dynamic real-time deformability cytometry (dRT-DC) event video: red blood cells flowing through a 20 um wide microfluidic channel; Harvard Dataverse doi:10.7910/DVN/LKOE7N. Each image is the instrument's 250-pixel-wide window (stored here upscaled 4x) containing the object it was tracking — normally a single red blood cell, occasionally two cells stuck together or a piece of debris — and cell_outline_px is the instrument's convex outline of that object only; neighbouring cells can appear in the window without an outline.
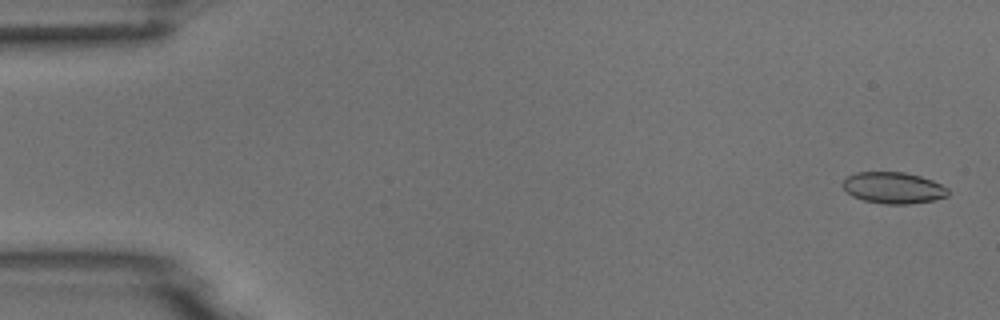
{"species": "common noctule bat (a hibernating species)", "species_latin": "Nyctalus noctula", "temperature_condition": "room temperature", "stored_images_in_passage": 53, "camera_frame_rate_fps": 3000, "um_per_image_px": 0.085, "animal": {"sex": "male", "body_mass_g": 18.8}, "frame": {"image": 1, "passage_image": 2, "time_ms": 0.333, "image_size_px": [1000, 320], "cell_outline_px": [[948, 196], [932, 200], [908, 204], [884, 204], [864, 200], [852, 196], [840, 184], [848, 176], [856, 172], [904, 172], [920, 176], [932, 180], [948, 188]], "centroid_in_image_um": [75.92, 15.96], "position_along_channel_um": 9.1, "area_um2": 19.19}}
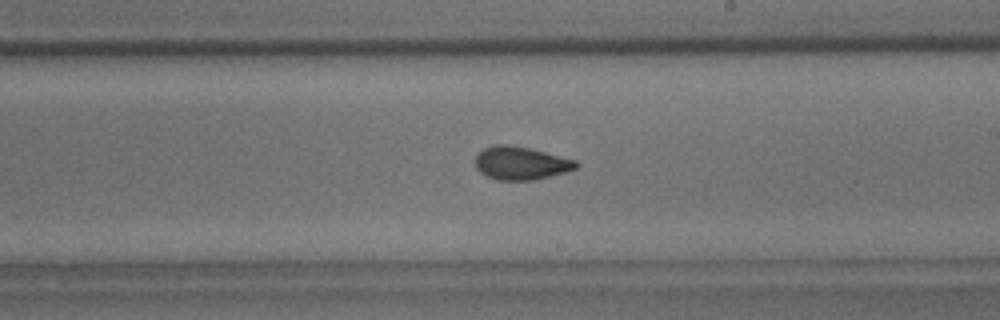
{"frame": {"image": 2, "passage_image": 31, "time_ms": 10.0, "image_size_px": [1000, 320], "cell_outline_px": [[580, 164], [576, 168], [564, 172], [532, 180], [496, 180], [480, 172], [476, 168], [476, 156], [484, 148], [496, 144], [508, 144], [528, 148], [576, 160]], "centroid_in_image_um": [44.26, 13.86], "position_along_channel_um": 244.7, "area_um2": 19.19}}
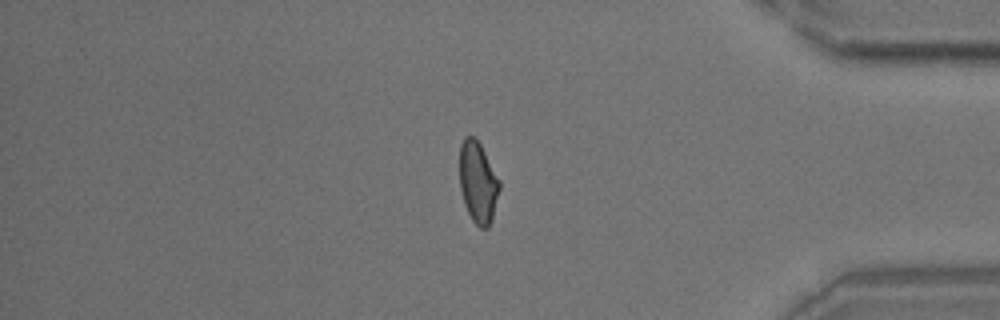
{"frame": {"image": 3, "passage_image": 45, "time_ms": 14.667, "image_size_px": [1000, 320], "cell_outline_px": [[500, 188], [492, 220], [488, 228], [480, 228], [472, 220], [464, 204], [460, 188], [460, 144], [464, 136], [476, 136], [500, 180]], "centroid_in_image_um": [40.63, 15.48], "position_along_channel_um": 394.6, "area_um2": 19.07}}